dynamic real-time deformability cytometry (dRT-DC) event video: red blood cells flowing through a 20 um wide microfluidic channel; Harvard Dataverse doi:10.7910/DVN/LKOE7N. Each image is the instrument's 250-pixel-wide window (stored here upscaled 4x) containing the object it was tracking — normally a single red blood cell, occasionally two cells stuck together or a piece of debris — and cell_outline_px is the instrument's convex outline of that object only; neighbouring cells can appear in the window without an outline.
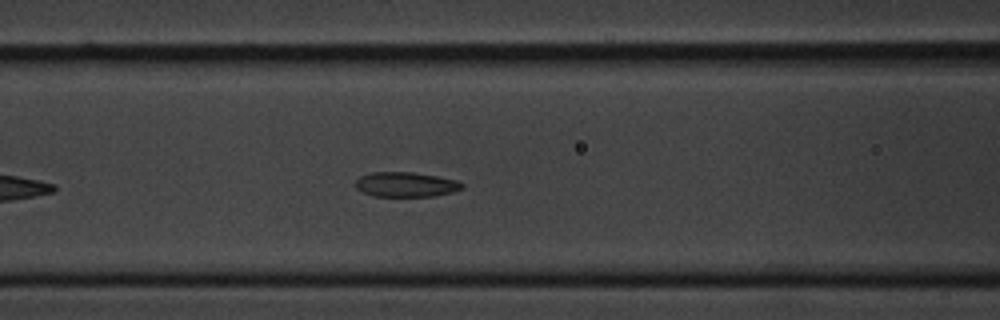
{"species": "common noctule bat (a hibernating species)", "species_latin": "Nyctalus noctula", "temperature_condition": "cold", "stored_images_in_passage": 39, "camera_frame_rate_fps": 3000, "um_per_image_px": 0.085, "animal": {"sex": "male", "body_mass_g": 20.1, "forearm_length_mm": 53.5}, "frame": {"image": 1, "passage_image": 13, "time_ms": 4.0, "image_size_px": [1000, 320], "cell_outline_px": [[464, 188], [452, 192], [436, 196], [372, 196], [356, 188], [356, 180], [360, 176], [372, 172], [412, 172], [436, 176], [456, 180], [464, 184]], "centroid_in_image_um": [34.51, 15.68], "position_along_channel_um": 132.1, "area_um2": 15.37}}
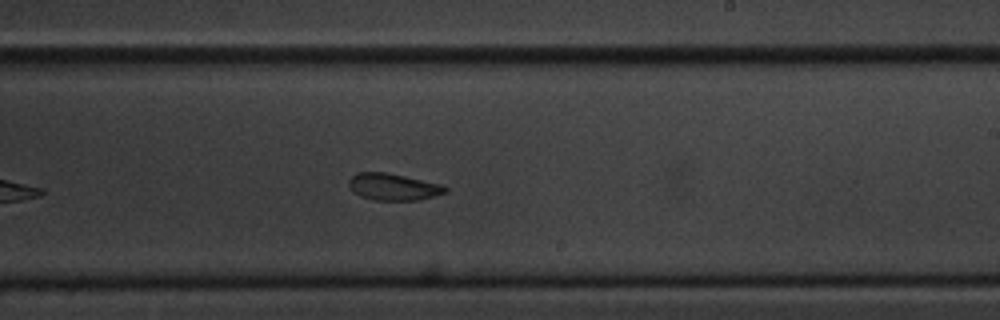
{"frame": {"image": 2, "passage_image": 24, "time_ms": 7.667, "image_size_px": [1000, 320], "cell_outline_px": [[448, 192], [420, 200], [372, 200], [360, 196], [348, 184], [348, 180], [356, 172], [388, 172], [440, 184], [448, 188]], "centroid_in_image_um": [33.44, 15.88], "position_along_channel_um": 255.6, "area_um2": 15.09}}
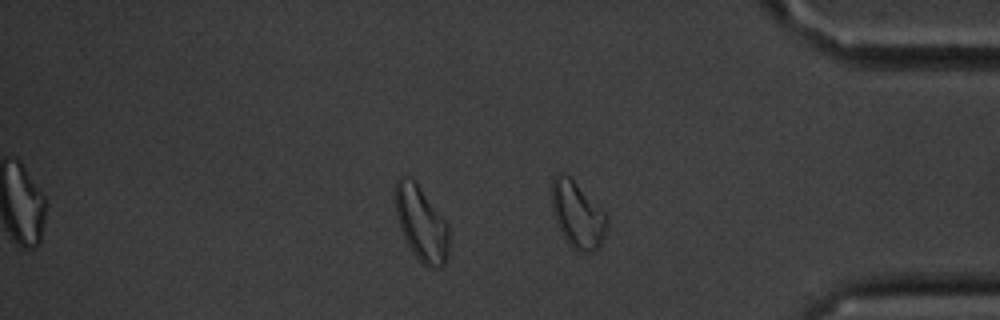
{"frame": {"image": 3, "passage_image": 37, "time_ms": 12.0, "image_size_px": [1000, 320], "cell_outline_px": [[448, 256], [444, 264], [432, 268], [424, 264], [412, 252], [400, 228], [396, 212], [396, 180], [400, 176], [404, 176], [416, 180], [448, 224]], "centroid_in_image_um": [35.82, 18.97], "position_along_channel_um": 399.4, "area_um2": 23.12}, "authors_computed_cell_mechanics": {"area_um2": 16.0684, "velocity_mm_per_s": 3.3757, "shape_relaxation_time_tau1_ms": 4.8449, "shape_relaxation_time_tau2_ms": 3.1881, "deformation_change_tau1": 0.1008, "deformation_change_tau2": 0.083}}